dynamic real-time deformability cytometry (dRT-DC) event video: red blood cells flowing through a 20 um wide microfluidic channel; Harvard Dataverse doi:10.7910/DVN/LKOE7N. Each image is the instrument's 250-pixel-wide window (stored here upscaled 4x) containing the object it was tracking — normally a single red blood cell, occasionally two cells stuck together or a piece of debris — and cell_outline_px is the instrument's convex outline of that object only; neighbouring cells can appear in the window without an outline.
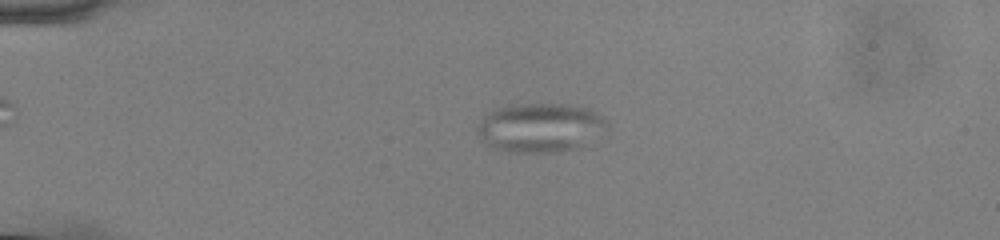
{"species": "common noctule bat (a hibernating species)", "species_latin": "Nyctalus noctula", "temperature_condition": "cold", "stored_images_in_passage": 55, "camera_frame_rate_fps": 3000, "um_per_image_px": 0.085, "animal": {"sex": "male", "body_mass_g": 13.0, "forearm_length_mm": 53.1}, "frame": {"image": 1, "passage_image": 13, "time_ms": 4.0, "image_size_px": [1000, 240], "cell_outline_px": [[608, 136], [576, 148], [556, 152], [512, 152], [492, 148], [476, 132], [476, 128], [480, 120], [488, 112], [512, 104], [568, 104], [588, 108], [596, 112], [608, 124]], "centroid_in_image_um": [46.01, 10.86], "position_along_channel_um": 39.0, "area_um2": 37.69}}
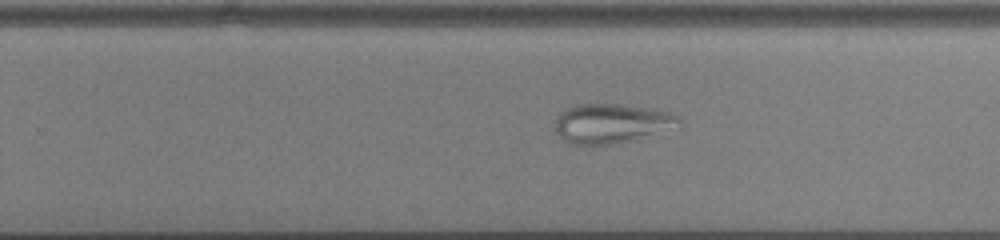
{"frame": {"image": 2, "passage_image": 36, "time_ms": 11.667, "image_size_px": [1000, 240], "cell_outline_px": [[680, 128], [636, 140], [612, 144], [568, 144], [556, 132], [556, 116], [560, 112], [576, 104], [620, 104], [652, 108], [672, 112], [680, 116]], "centroid_in_image_um": [52.07, 10.49], "position_along_channel_um": 277.7, "area_um2": 29.13}}
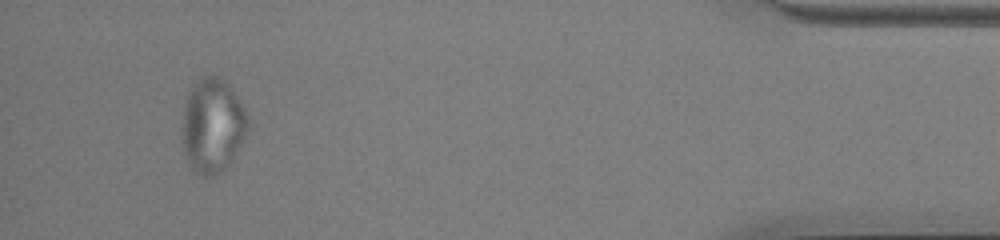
{"frame": {"image": 3, "passage_image": 52, "time_ms": 17.0, "image_size_px": [1000, 240], "cell_outline_px": [[248, 128], [244, 136], [228, 164], [216, 176], [200, 176], [188, 164], [184, 156], [180, 136], [180, 132], [184, 100], [188, 88], [200, 76], [212, 72], [224, 80], [232, 88], [244, 108], [248, 116]], "centroid_in_image_um": [17.98, 10.61], "position_along_channel_um": 417.2, "area_um2": 37.05}}